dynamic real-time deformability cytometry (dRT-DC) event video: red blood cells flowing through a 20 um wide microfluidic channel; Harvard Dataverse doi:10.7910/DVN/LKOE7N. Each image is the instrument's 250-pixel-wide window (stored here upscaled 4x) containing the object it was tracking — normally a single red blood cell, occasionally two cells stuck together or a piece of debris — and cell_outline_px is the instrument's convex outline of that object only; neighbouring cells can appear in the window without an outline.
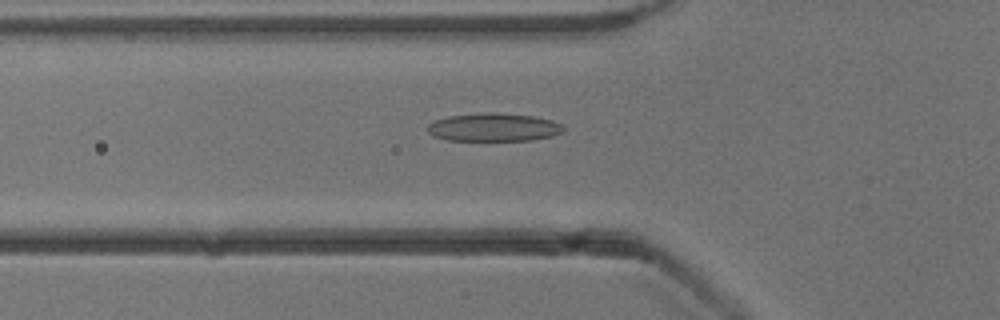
{"species": "common noctule bat (a hibernating species)", "species_latin": "Nyctalus noctula", "temperature_condition": "cold", "stored_images_in_passage": 37, "camera_frame_rate_fps": 3000, "um_per_image_px": 0.085, "animal": {"sex": "male", "body_mass_g": 13.3}, "frame": {"image": 1, "passage_image": 3, "time_ms": 0.667, "image_size_px": [1000, 320], "cell_outline_px": [[564, 132], [552, 136], [532, 140], [448, 140], [432, 136], [428, 132], [428, 124], [436, 120], [448, 116], [484, 112], [496, 112], [532, 116], [552, 120], [560, 124], [564, 128]], "centroid_in_image_um": [41.96, 10.81], "position_along_channel_um": 83.8, "area_um2": 22.31}}
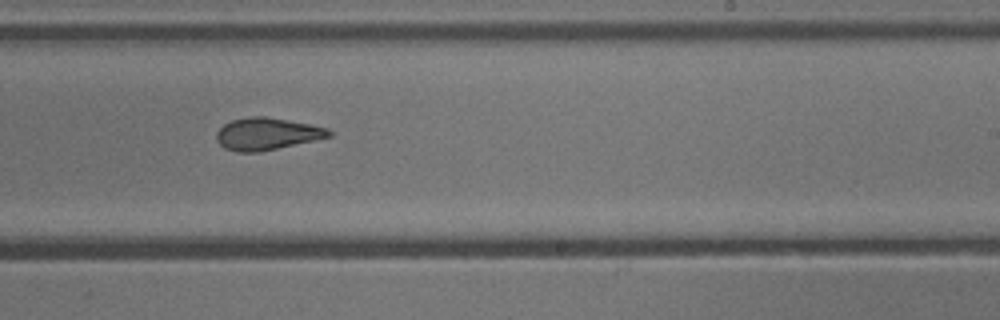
{"frame": {"image": 2, "passage_image": 17, "time_ms": 5.333, "image_size_px": [1000, 320], "cell_outline_px": [[332, 136], [316, 140], [260, 152], [236, 152], [224, 148], [216, 140], [216, 132], [224, 124], [232, 120], [252, 116], [264, 116], [288, 120], [328, 128], [332, 132]], "centroid_in_image_um": [22.68, 11.39], "position_along_channel_um": 266.3, "area_um2": 21.1}}
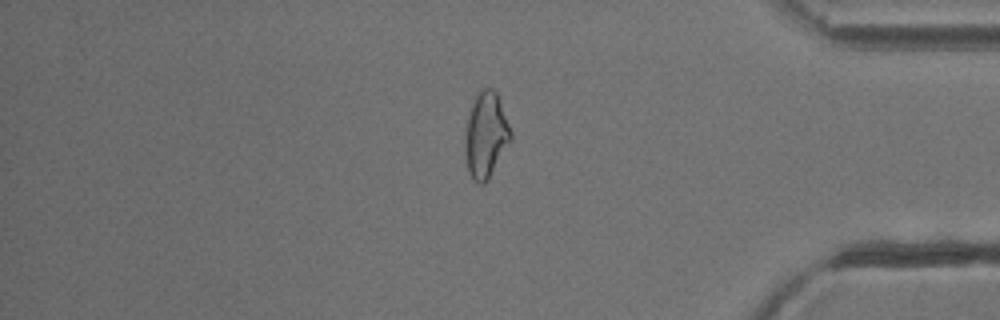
{"frame": {"image": 3, "passage_image": 29, "time_ms": 9.333, "image_size_px": [1000, 320], "cell_outline_px": [[512, 140], [488, 180], [484, 184], [480, 184], [472, 180], [468, 172], [464, 152], [464, 136], [468, 116], [472, 100], [480, 88], [492, 88], [496, 92], [512, 132]], "centroid_in_image_um": [41.28, 11.5], "position_along_channel_um": 393.9, "area_um2": 23.24}, "authors_computed_cell_mechanics": {"area_um2": 21.386, "velocity_mm_per_s": 3.8871, "shape_relaxation_time_tau1_ms": 5.406, "shape_relaxation_time_tau2_ms": 2.7186, "deformation_change_tau1": 0.178, "deformation_change_tau2": 0.0917}}